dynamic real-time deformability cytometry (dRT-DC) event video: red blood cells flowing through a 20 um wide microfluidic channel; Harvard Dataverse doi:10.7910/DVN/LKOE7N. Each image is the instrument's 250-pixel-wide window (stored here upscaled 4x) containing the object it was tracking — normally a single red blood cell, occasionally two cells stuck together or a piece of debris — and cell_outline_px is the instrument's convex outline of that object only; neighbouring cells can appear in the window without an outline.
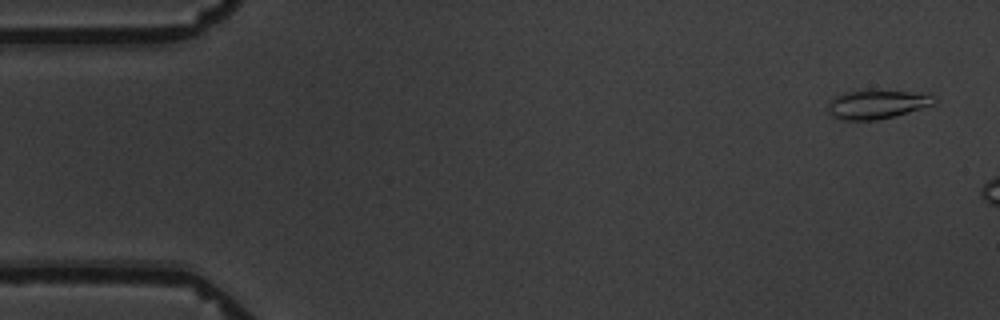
{"species": "common noctule bat (a hibernating species)", "species_latin": "Nyctalus noctula", "temperature_condition": "warm", "stored_images_in_passage": 15, "camera_frame_rate_fps": 3000, "um_per_image_px": 0.085, "animal": {"sex": "male", "body_mass_g": 19.5, "forearm_length_mm": 54.6}, "frame": {"image": 1, "passage_image": 1, "time_ms": 0.0, "image_size_px": [1000, 320], "cell_outline_px": [[936, 104], [892, 116], [876, 120], [844, 120], [832, 116], [828, 112], [828, 104], [832, 96], [844, 92], [928, 92], [936, 100]], "centroid_in_image_um": [74.52, 8.88], "position_along_channel_um": 10.5, "area_um2": 17.46}}
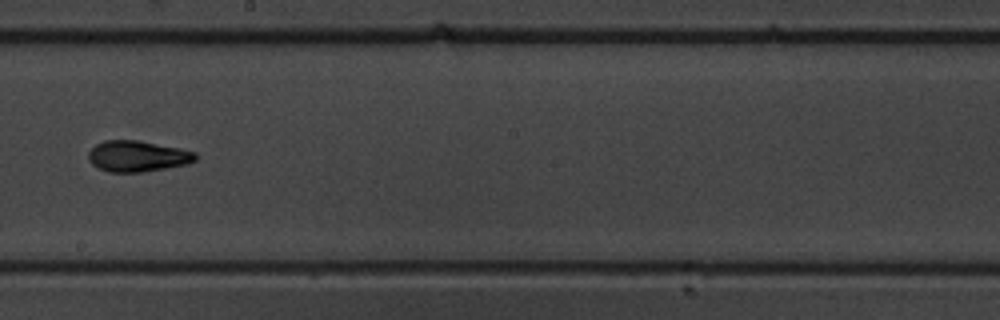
{"frame": {"image": 2, "passage_image": 8, "time_ms": 12.667, "image_size_px": [1000, 320], "cell_outline_px": [[196, 160], [188, 164], [140, 172], [108, 172], [92, 164], [88, 160], [88, 152], [96, 144], [104, 140], [136, 140], [180, 148], [196, 152]], "centroid_in_image_um": [11.67, 13.27], "position_along_channel_um": 236.5, "area_um2": 19.25}}
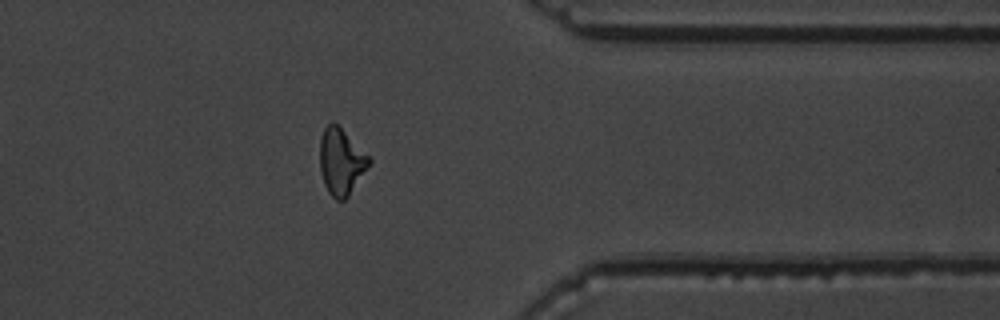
{"frame": {"image": 3, "passage_image": 12, "time_ms": 17.333, "image_size_px": [1000, 320], "cell_outline_px": [[372, 160], [348, 196], [344, 200], [336, 200], [328, 192], [324, 184], [320, 172], [320, 140], [324, 128], [332, 120]], "centroid_in_image_um": [28.96, 13.75], "position_along_channel_um": 382.4, "area_um2": 18.55}, "authors_computed_cell_mechanics": {"area_um2": 18.6694, "velocity_mm_per_s": 3.4078, "shape_relaxation_time_tau1_ms": 6.7126, "shape_relaxation_time_tau2_ms": 2.966, "deformation_change_tau1": 0.2029, "deformation_change_tau2": 0.0996}}